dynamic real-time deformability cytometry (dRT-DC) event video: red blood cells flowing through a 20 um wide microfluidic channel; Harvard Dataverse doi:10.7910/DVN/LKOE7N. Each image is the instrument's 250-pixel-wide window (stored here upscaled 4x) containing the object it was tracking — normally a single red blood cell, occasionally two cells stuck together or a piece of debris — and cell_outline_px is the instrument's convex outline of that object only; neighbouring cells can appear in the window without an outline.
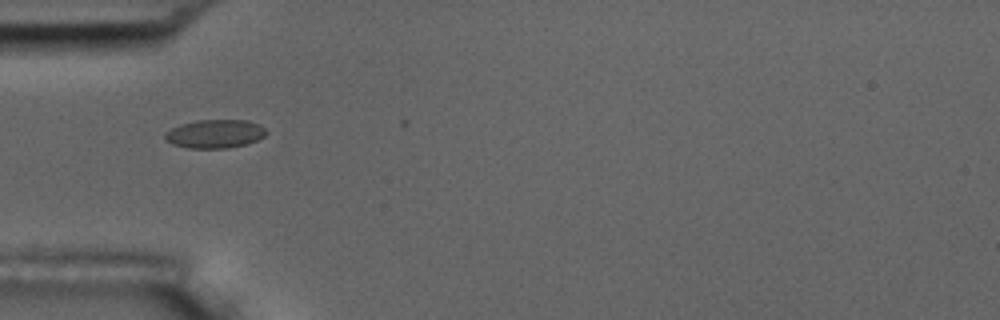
{"species": "common noctule bat (a hibernating species)", "species_latin": "Nyctalus noctula", "temperature_condition": "room temperature", "stored_images_in_passage": 9, "segment_of_instrument_passage": [2, 2], "camera_frame_rate_fps": 3000, "um_per_image_px": 0.085, "animal": {"sex": "male", "body_mass_g": 17.5, "forearm_length_mm": 52.3}, "frame": {"image": 1, "passage_image": 5, "time_ms": 5.667, "image_size_px": [1000, 320], "cell_outline_px": [[268, 132], [264, 136], [248, 144], [228, 148], [188, 148], [172, 144], [164, 140], [164, 132], [180, 124], [196, 120], [248, 120], [260, 124]], "centroid_in_image_um": [18.26, 11.37], "position_along_channel_um": 66.7, "area_um2": 17.05}}
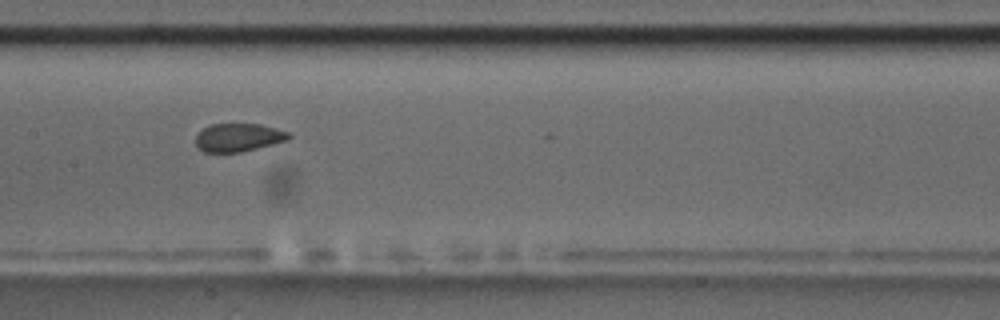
{"frame": {"image": 2, "passage_image": 8, "time_ms": 9.0, "image_size_px": [1000, 320], "cell_outline_px": [[292, 136], [288, 140], [240, 152], [204, 152], [196, 148], [196, 136], [204, 128], [212, 124], [260, 124], [292, 132]], "centroid_in_image_um": [20.29, 11.68], "position_along_channel_um": 187.1, "area_um2": 15.32}}